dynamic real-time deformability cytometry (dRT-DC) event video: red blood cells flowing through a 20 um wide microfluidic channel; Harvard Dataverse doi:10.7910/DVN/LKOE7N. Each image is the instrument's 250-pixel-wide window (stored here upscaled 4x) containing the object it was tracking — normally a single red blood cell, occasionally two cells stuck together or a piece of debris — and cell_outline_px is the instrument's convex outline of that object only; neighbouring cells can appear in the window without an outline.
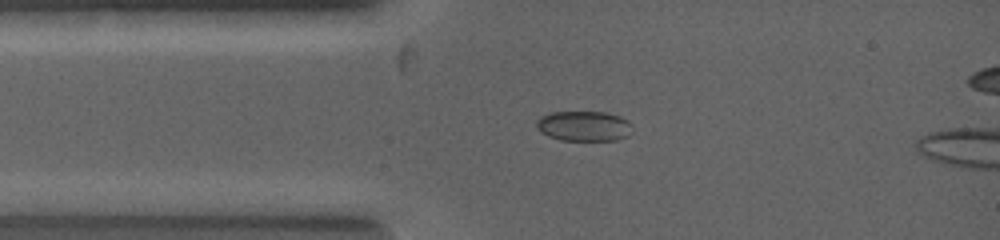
{"species": "common noctule bat (a hibernating species)", "species_latin": "Nyctalus noctula", "temperature_condition": "warm", "stored_images_in_passage": 4, "camera_frame_rate_fps": 5000, "um_per_image_px": 0.085, "animal": {"sex": "female", "body_mass_g": 19.0, "forearm_length_mm": 53.3}, "frame": {"image": 1, "passage_image": 4, "time_ms": 1.6, "image_size_px": [1000, 240], "cell_outline_px": [[632, 132], [628, 136], [616, 140], [560, 140], [548, 136], [540, 132], [536, 128], [536, 120], [540, 116], [552, 112], [608, 112], [620, 116], [628, 120], [632, 124]], "centroid_in_image_um": [49.64, 10.71], "position_along_channel_um": 35.4, "area_um2": 17.11}}